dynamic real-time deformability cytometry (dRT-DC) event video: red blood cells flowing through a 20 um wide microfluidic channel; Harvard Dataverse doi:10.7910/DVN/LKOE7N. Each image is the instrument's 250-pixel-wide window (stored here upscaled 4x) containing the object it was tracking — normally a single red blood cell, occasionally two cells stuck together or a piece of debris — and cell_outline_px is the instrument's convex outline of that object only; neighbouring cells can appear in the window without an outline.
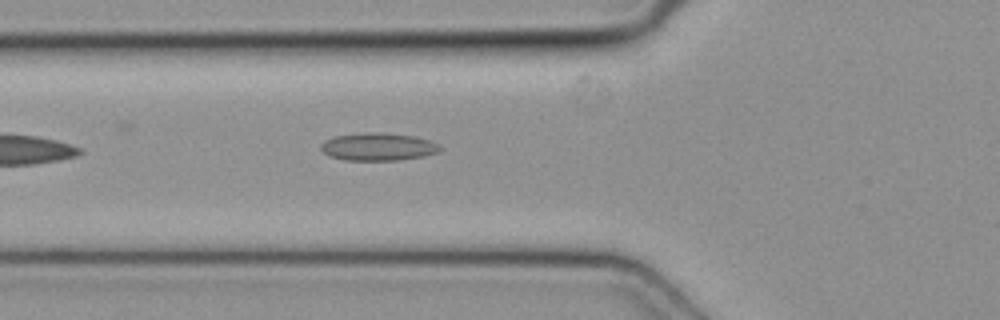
{"species": "common noctule bat (a hibernating species)", "species_latin": "Nyctalus noctula", "temperature_condition": "cold", "stored_images_in_passage": 32, "camera_frame_rate_fps": 3000, "um_per_image_px": 0.085, "animal": {"sex": "female", "body_mass_g": 19.3, "forearm_length_mm": 54.1}, "frame": {"image": 1, "passage_image": 5, "time_ms": 1.333, "image_size_px": [1000, 320], "cell_outline_px": [[440, 152], [424, 156], [400, 160], [344, 160], [328, 156], [320, 148], [320, 144], [324, 140], [336, 136], [364, 132], [384, 132], [412, 136], [432, 140], [440, 144]], "centroid_in_image_um": [32.15, 12.47], "position_along_channel_um": 93.6, "area_um2": 19.48}}
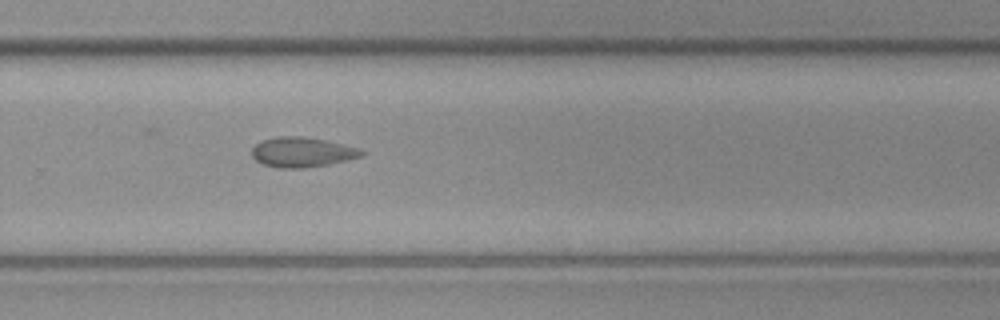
{"frame": {"image": 2, "passage_image": 20, "time_ms": 6.333, "image_size_px": [1000, 320], "cell_outline_px": [[364, 152], [360, 156], [328, 164], [304, 168], [280, 168], [264, 164], [256, 160], [252, 156], [252, 148], [260, 140], [276, 136], [304, 136], [324, 140], [360, 148]], "centroid_in_image_um": [25.63, 12.92], "position_along_channel_um": 304.2, "area_um2": 18.96}}
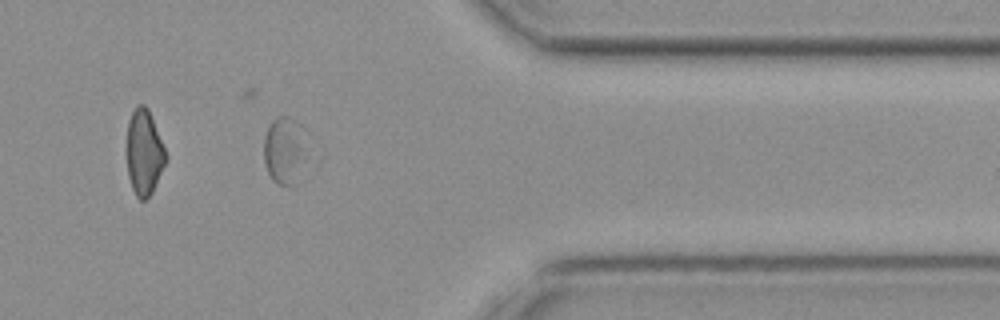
{"frame": {"image": 3, "passage_image": 27, "time_ms": 8.667, "image_size_px": [1000, 320], "cell_outline_px": [[308, 156], [300, 184], [276, 184], [272, 180], [268, 172], [264, 160], [264, 136], [268, 124], [276, 116], [288, 116], [296, 120], [300, 124]], "centroid_in_image_um": [24.22, 12.82], "position_along_channel_um": 387.2, "area_um2": 17.69}}